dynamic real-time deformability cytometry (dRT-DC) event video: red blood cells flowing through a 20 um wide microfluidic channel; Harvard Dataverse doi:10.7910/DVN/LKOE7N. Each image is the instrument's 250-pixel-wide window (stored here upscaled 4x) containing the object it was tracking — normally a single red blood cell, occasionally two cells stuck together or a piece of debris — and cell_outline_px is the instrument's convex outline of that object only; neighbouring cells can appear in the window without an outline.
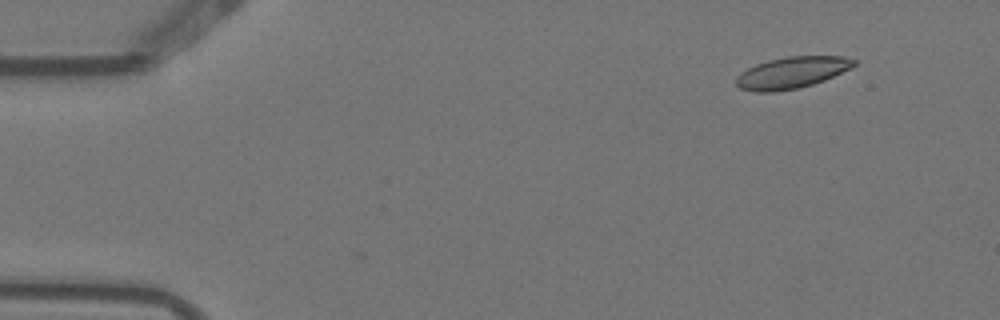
{"species": "Egyptian fruit bat (a non-hibernating species)", "species_latin": "Rousettus aegyptiacus", "temperature_condition": "warm", "stored_images_in_passage": 5, "camera_frame_rate_fps": 3000, "um_per_image_px": 0.085, "animal": {"sex": "female"}, "frame": {"image": 1, "passage_image": 2, "time_ms": 0.333, "image_size_px": [1000, 320], "cell_outline_px": [[856, 64], [824, 80], [800, 88], [776, 92], [752, 92], [740, 88], [736, 84], [736, 76], [740, 72], [756, 64], [768, 60], [788, 56], [844, 56], [856, 60]], "centroid_in_image_um": [67.25, 6.18], "position_along_channel_um": 17.8, "area_um2": 21.62}}
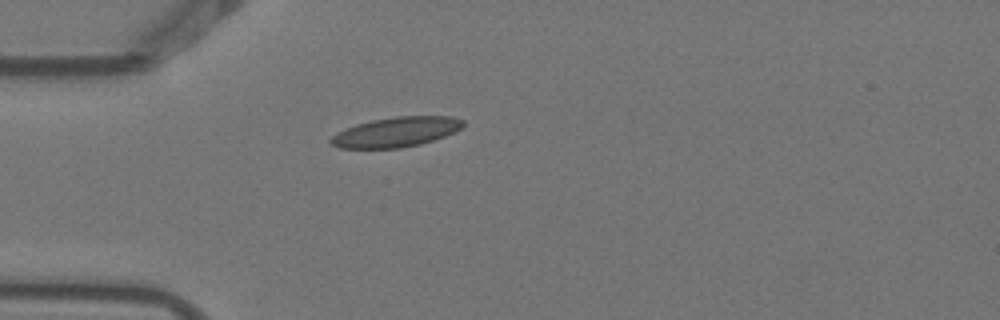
{"frame": {"image": 2, "passage_image": 5, "time_ms": 1.333, "image_size_px": [1000, 320], "cell_outline_px": [[464, 124], [460, 128], [444, 136], [420, 144], [400, 148], [340, 148], [332, 144], [328, 140], [336, 132], [356, 124], [372, 120], [396, 116], [452, 116], [464, 120]], "centroid_in_image_um": [33.64, 11.21], "position_along_channel_um": 51.4, "area_um2": 22.89}}